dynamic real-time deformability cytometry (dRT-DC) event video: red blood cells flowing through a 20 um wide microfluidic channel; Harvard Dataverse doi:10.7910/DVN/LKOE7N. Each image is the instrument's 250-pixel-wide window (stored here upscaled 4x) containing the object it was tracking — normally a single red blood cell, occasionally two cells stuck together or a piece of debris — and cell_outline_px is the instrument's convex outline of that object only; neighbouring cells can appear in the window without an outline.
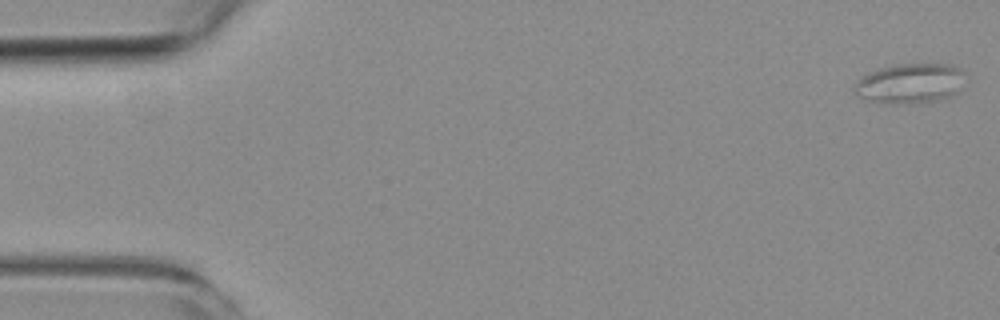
{"species": "common noctule bat (a hibernating species)", "species_latin": "Nyctalus noctula", "temperature_condition": "room temperature", "stored_images_in_passage": 6, "camera_frame_rate_fps": 3000, "um_per_image_px": 0.085, "animal": {"sex": "female", "body_mass_g": 19.3, "forearm_length_mm": 54.1}, "frame": {"image": 1, "passage_image": 1, "time_ms": 0.0, "image_size_px": [1000, 320], "cell_outline_px": [[964, 72], [960, 92], [936, 100], [920, 104], [888, 104], [868, 100], [856, 96], [856, 84], [868, 72], [880, 68], [896, 64], [952, 64], [960, 68]], "centroid_in_image_um": [77.39, 7.1], "position_along_channel_um": 7.6, "area_um2": 25.89}}
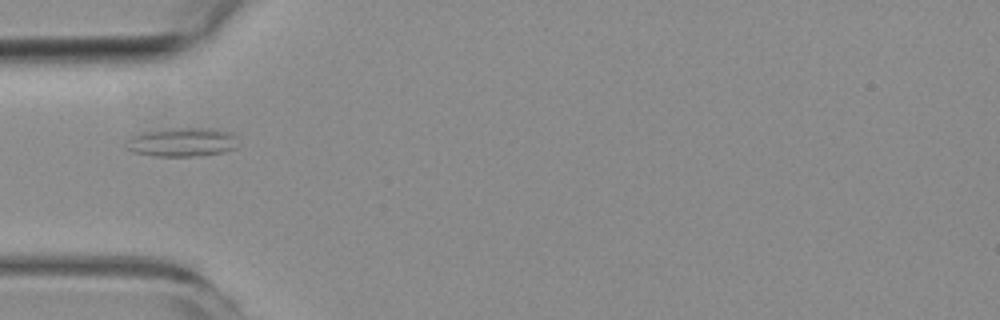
{"frame": {"image": 2, "passage_image": 6, "time_ms": 5.667, "image_size_px": [1000, 320], "cell_outline_px": [[236, 148], [220, 152], [188, 156], [152, 156], [132, 152], [124, 148], [124, 144], [132, 136], [140, 132], [168, 128], [212, 128], [228, 132], [236, 136]], "centroid_in_image_um": [15.38, 12.07], "position_along_channel_um": 69.6, "area_um2": 18.84}}